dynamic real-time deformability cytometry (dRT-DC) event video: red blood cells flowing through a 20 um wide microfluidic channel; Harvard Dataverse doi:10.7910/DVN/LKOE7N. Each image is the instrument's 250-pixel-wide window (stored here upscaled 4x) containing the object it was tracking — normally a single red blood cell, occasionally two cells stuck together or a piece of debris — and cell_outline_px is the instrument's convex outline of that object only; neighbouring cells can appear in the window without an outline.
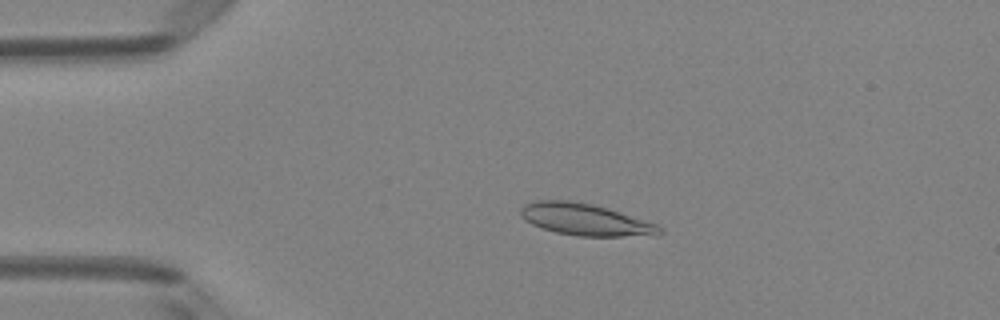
{"species": "Egyptian fruit bat (a non-hibernating species)", "species_latin": "Rousettus aegyptiacus", "temperature_condition": "room temperature", "stored_images_in_passage": 50, "camera_frame_rate_fps": 3000, "um_per_image_px": 0.085, "animal": {"sex": "female"}, "frame": {"image": 1, "passage_image": 11, "time_ms": 3.333, "image_size_px": [1000, 320], "cell_outline_px": [[664, 232], [656, 236], [576, 236], [556, 232], [540, 228], [524, 220], [520, 216], [520, 208], [524, 204], [536, 200], [568, 200], [592, 204], [608, 208], [656, 224]], "centroid_in_image_um": [49.72, 18.67], "position_along_channel_um": 35.3, "area_um2": 25.89}}
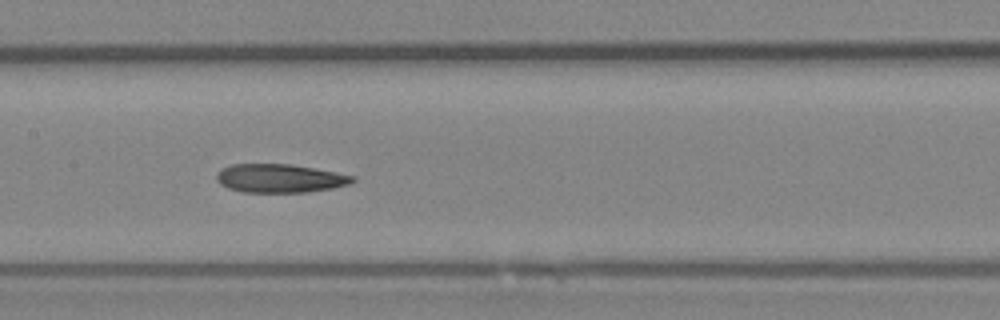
{"frame": {"image": 2, "passage_image": 25, "time_ms": 8.0, "image_size_px": [1000, 320], "cell_outline_px": [[356, 180], [352, 184], [332, 188], [308, 192], [244, 192], [228, 188], [220, 184], [216, 180], [216, 172], [220, 168], [232, 164], [292, 164], [336, 172], [356, 176]], "centroid_in_image_um": [23.79, 15.15], "position_along_channel_um": 183.6, "area_um2": 22.89}}
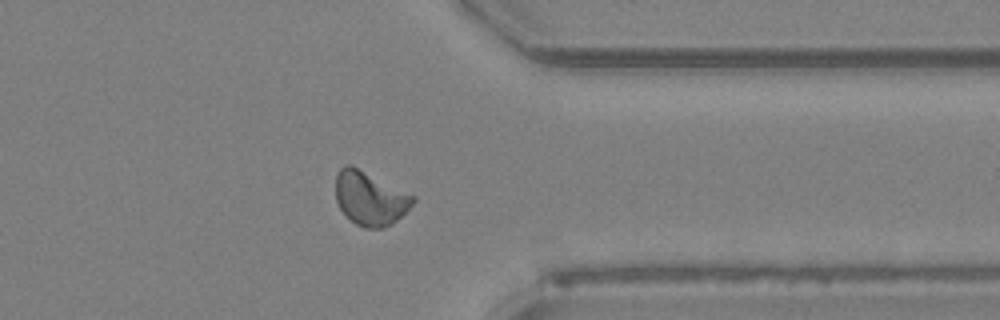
{"frame": {"image": 3, "passage_image": 40, "time_ms": 13.0, "image_size_px": [1000, 320], "cell_outline_px": [[416, 200], [392, 224], [384, 228], [364, 228], [356, 224], [340, 208], [336, 200], [336, 172], [344, 164], [352, 164], [416, 196]], "centroid_in_image_um": [31.44, 16.82], "position_along_channel_um": 380.0, "area_um2": 24.28}}